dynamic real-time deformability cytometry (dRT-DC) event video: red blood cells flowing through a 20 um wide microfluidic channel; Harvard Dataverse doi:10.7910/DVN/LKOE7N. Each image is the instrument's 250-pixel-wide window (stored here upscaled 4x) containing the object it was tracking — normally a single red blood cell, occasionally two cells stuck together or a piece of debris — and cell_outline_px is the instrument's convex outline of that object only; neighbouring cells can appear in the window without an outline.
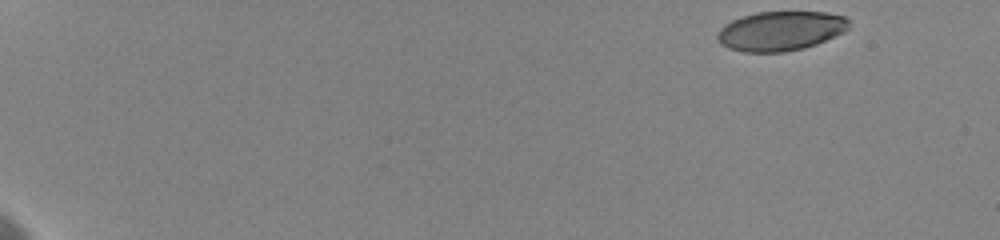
{"species": "human", "species_latin": "Homo sapiens", "temperature_condition": "cold", "stored_images_in_passage": 42, "camera_frame_rate_fps": 3000, "um_per_image_px": 0.085, "donor": {"sex": "female"}, "frame": {"image": 1, "passage_image": 1, "time_ms": 0.0, "image_size_px": [1000, 240], "cell_outline_px": [[848, 28], [844, 32], [816, 44], [804, 48], [784, 52], [744, 52], [728, 48], [720, 44], [716, 36], [720, 28], [724, 24], [732, 20], [756, 12], [824, 12], [844, 16], [848, 20]], "centroid_in_image_um": [66.32, 2.63], "position_along_channel_um": 18.7, "area_um2": 30.23}}
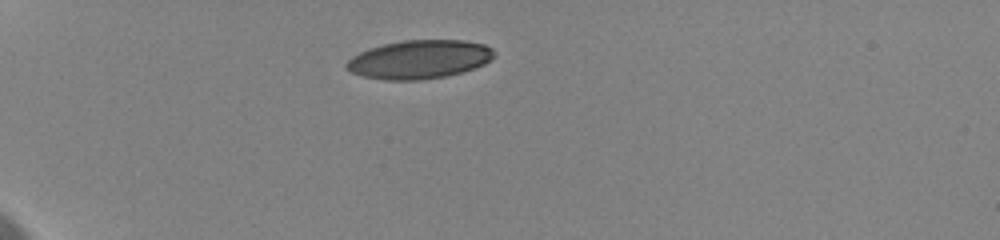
{"frame": {"image": 2, "passage_image": 8, "time_ms": 4.333, "image_size_px": [1000, 240], "cell_outline_px": [[496, 56], [484, 64], [460, 72], [444, 76], [420, 80], [384, 80], [364, 76], [352, 72], [344, 64], [352, 56], [360, 52], [384, 44], [404, 40], [464, 40], [484, 44], [492, 48], [496, 52]], "centroid_in_image_um": [35.67, 5.04], "position_along_channel_um": 49.3, "area_um2": 33.0}}
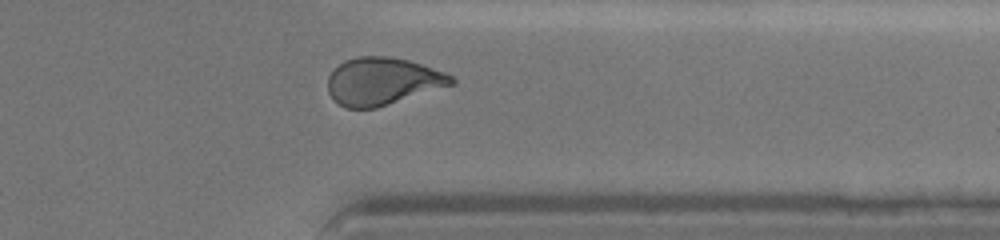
{"frame": {"image": 3, "passage_image": 39, "time_ms": 14.667, "image_size_px": [1000, 240], "cell_outline_px": [[456, 84], [376, 108], [344, 108], [328, 92], [328, 76], [344, 60], [360, 56], [388, 56], [408, 60], [444, 72], [452, 76], [456, 80]], "centroid_in_image_um": [32.54, 6.91], "position_along_channel_um": 378.9, "area_um2": 34.04}, "authors_computed_cell_mechanics": {"area_um2": 33.9575, "velocity_mm_per_s": 3.6043, "shape_relaxation_time_tau1_ms": 5.863, "shape_relaxation_time_tau2_ms": 1.2686, "deformation_change_tau1": 0.164, "deformation_change_tau2": 0.0741}}